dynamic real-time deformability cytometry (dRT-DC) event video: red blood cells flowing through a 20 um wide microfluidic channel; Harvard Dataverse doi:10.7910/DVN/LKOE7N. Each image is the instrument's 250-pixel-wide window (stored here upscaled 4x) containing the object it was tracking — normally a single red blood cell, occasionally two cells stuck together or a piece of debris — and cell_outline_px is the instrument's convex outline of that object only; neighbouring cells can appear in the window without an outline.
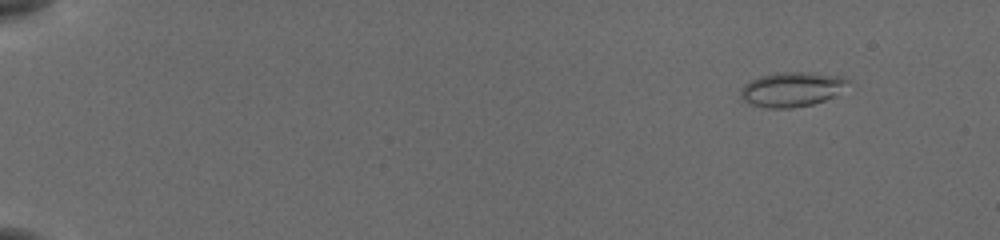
{"species": "common noctule bat (a hibernating species)", "species_latin": "Nyctalus noctula", "temperature_condition": "cold", "stored_images_in_passage": 56, "camera_frame_rate_fps": 3000, "um_per_image_px": 0.085, "animal": {"sex": "female", "body_mass_g": 19.5, "forearm_length_mm": 54.1}, "frame": {"image": 1, "passage_image": 6, "time_ms": 1.667, "image_size_px": [1000, 240], "cell_outline_px": [[848, 80], [836, 96], [812, 104], [792, 108], [764, 108], [748, 104], [740, 96], [740, 88], [748, 80], [760, 76], [776, 72], [808, 72], [844, 76]], "centroid_in_image_um": [67.24, 7.59], "position_along_channel_um": 17.8, "area_um2": 21.85}}
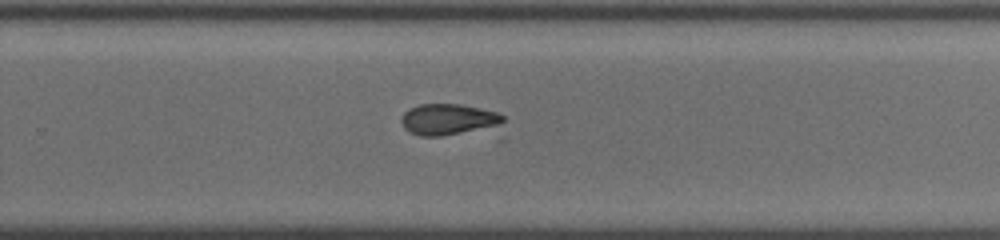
{"frame": {"image": 2, "passage_image": 39, "time_ms": 12.667, "image_size_px": [1000, 240], "cell_outline_px": [[504, 120], [496, 128], [440, 136], [420, 136], [408, 132], [404, 128], [400, 120], [404, 112], [408, 108], [420, 104], [460, 104], [480, 108], [496, 112], [504, 116]], "centroid_in_image_um": [38.11, 10.16], "position_along_channel_um": 291.7, "area_um2": 18.79}}
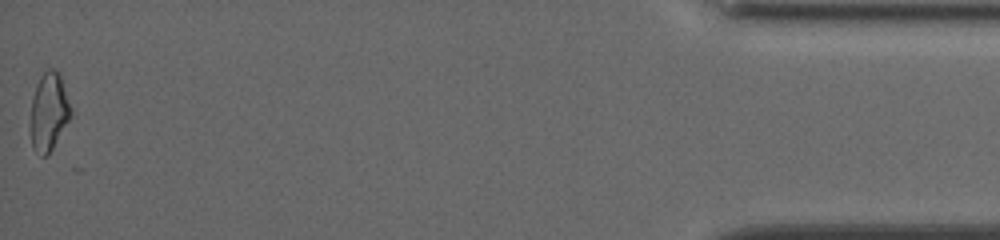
{"frame": {"image": 3, "passage_image": 56, "time_ms": 18.333, "image_size_px": [1000, 240], "cell_outline_px": [[72, 112], [68, 120], [52, 148], [44, 156], [40, 156], [32, 144], [32, 100], [36, 84], [40, 76], [48, 68], [52, 68], [60, 72]], "centroid_in_image_um": [4.17, 9.42], "position_along_channel_um": 431.0, "area_um2": 17.69}}